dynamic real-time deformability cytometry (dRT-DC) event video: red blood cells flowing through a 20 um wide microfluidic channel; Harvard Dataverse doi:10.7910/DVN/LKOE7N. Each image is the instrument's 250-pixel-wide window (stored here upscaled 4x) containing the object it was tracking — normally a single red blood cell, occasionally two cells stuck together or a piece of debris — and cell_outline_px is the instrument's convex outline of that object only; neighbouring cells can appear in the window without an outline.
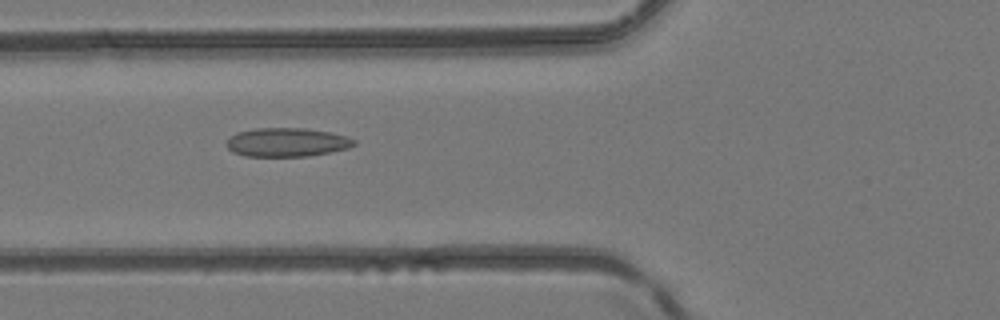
{"species": "common noctule bat (a hibernating species)", "species_latin": "Nyctalus noctula", "temperature_condition": "room temperature", "stored_images_in_passage": 6, "camera_frame_rate_fps": 3000, "um_per_image_px": 0.085, "animal": {"sex": "female", "body_mass_g": 24.6, "forearm_length_mm": 56.2}, "frame": {"image": 1, "passage_image": 6, "time_ms": 1.667, "image_size_px": [1000, 320], "cell_outline_px": [[356, 144], [348, 148], [308, 156], [244, 156], [232, 152], [228, 148], [228, 140], [236, 132], [256, 128], [304, 128], [328, 132], [348, 136], [356, 140]], "centroid_in_image_um": [24.39, 12.09], "position_along_channel_um": 101.4, "area_um2": 21.27}}